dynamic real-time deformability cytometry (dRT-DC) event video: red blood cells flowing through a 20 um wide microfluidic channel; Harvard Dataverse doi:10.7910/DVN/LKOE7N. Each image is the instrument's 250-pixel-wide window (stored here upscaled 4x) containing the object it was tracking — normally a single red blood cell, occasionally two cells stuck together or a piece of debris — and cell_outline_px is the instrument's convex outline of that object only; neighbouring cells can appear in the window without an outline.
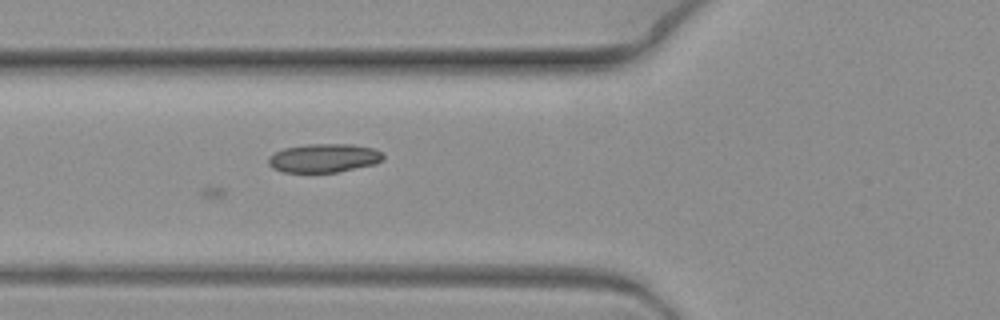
{"species": "common noctule bat (a hibernating species)", "species_latin": "Nyctalus noctula", "temperature_condition": "warm", "stored_images_in_passage": 7, "camera_frame_rate_fps": 3000, "um_per_image_px": 0.085, "animal": {"sex": "female", "body_mass_g": 19.3, "forearm_length_mm": 54.1}, "frame": {"image": 1, "passage_image": 7, "time_ms": 2.0, "image_size_px": [1000, 320], "cell_outline_px": [[384, 160], [376, 164], [336, 172], [284, 172], [272, 168], [268, 164], [268, 156], [284, 148], [308, 144], [352, 144], [376, 148], [384, 152]], "centroid_in_image_um": [27.58, 13.43], "position_along_channel_um": 98.2, "area_um2": 19.42}}